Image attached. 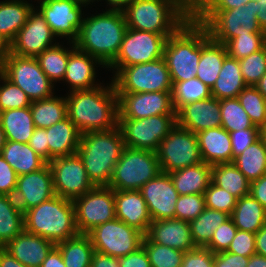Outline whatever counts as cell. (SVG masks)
Returning a JSON list of instances; mask_svg holds the SVG:
<instances>
[{
	"instance_id": "1",
	"label": "cell",
	"mask_w": 266,
	"mask_h": 267,
	"mask_svg": "<svg viewBox=\"0 0 266 267\" xmlns=\"http://www.w3.org/2000/svg\"><path fill=\"white\" fill-rule=\"evenodd\" d=\"M65 98L68 118L81 134L117 127L118 95L112 81L107 87L71 91Z\"/></svg>"
},
{
	"instance_id": "2",
	"label": "cell",
	"mask_w": 266,
	"mask_h": 267,
	"mask_svg": "<svg viewBox=\"0 0 266 267\" xmlns=\"http://www.w3.org/2000/svg\"><path fill=\"white\" fill-rule=\"evenodd\" d=\"M127 28L123 11L106 9L100 14L83 18L74 44L107 68L115 60Z\"/></svg>"
},
{
	"instance_id": "3",
	"label": "cell",
	"mask_w": 266,
	"mask_h": 267,
	"mask_svg": "<svg viewBox=\"0 0 266 267\" xmlns=\"http://www.w3.org/2000/svg\"><path fill=\"white\" fill-rule=\"evenodd\" d=\"M123 13L128 28L168 38L192 17V3L189 0H131Z\"/></svg>"
},
{
	"instance_id": "4",
	"label": "cell",
	"mask_w": 266,
	"mask_h": 267,
	"mask_svg": "<svg viewBox=\"0 0 266 267\" xmlns=\"http://www.w3.org/2000/svg\"><path fill=\"white\" fill-rule=\"evenodd\" d=\"M125 148L119 127L81 134L77 154L94 186H108L113 169Z\"/></svg>"
},
{
	"instance_id": "5",
	"label": "cell",
	"mask_w": 266,
	"mask_h": 267,
	"mask_svg": "<svg viewBox=\"0 0 266 267\" xmlns=\"http://www.w3.org/2000/svg\"><path fill=\"white\" fill-rule=\"evenodd\" d=\"M24 230L55 244L78 235L73 201L55 195L25 211Z\"/></svg>"
},
{
	"instance_id": "6",
	"label": "cell",
	"mask_w": 266,
	"mask_h": 267,
	"mask_svg": "<svg viewBox=\"0 0 266 267\" xmlns=\"http://www.w3.org/2000/svg\"><path fill=\"white\" fill-rule=\"evenodd\" d=\"M201 56V24L192 16L166 40L163 59L172 81L197 76Z\"/></svg>"
},
{
	"instance_id": "7",
	"label": "cell",
	"mask_w": 266,
	"mask_h": 267,
	"mask_svg": "<svg viewBox=\"0 0 266 267\" xmlns=\"http://www.w3.org/2000/svg\"><path fill=\"white\" fill-rule=\"evenodd\" d=\"M258 0L230 10H192L214 41L225 44L238 35L263 32L258 25Z\"/></svg>"
},
{
	"instance_id": "8",
	"label": "cell",
	"mask_w": 266,
	"mask_h": 267,
	"mask_svg": "<svg viewBox=\"0 0 266 267\" xmlns=\"http://www.w3.org/2000/svg\"><path fill=\"white\" fill-rule=\"evenodd\" d=\"M160 172L156 152L125 146L108 187L122 191L140 190Z\"/></svg>"
},
{
	"instance_id": "9",
	"label": "cell",
	"mask_w": 266,
	"mask_h": 267,
	"mask_svg": "<svg viewBox=\"0 0 266 267\" xmlns=\"http://www.w3.org/2000/svg\"><path fill=\"white\" fill-rule=\"evenodd\" d=\"M114 75L112 82L116 93L171 91L173 84L163 57L152 62L123 67Z\"/></svg>"
},
{
	"instance_id": "10",
	"label": "cell",
	"mask_w": 266,
	"mask_h": 267,
	"mask_svg": "<svg viewBox=\"0 0 266 267\" xmlns=\"http://www.w3.org/2000/svg\"><path fill=\"white\" fill-rule=\"evenodd\" d=\"M0 72L21 88L32 101L53 96L54 85L42 71L35 57L12 53L0 63Z\"/></svg>"
},
{
	"instance_id": "11",
	"label": "cell",
	"mask_w": 266,
	"mask_h": 267,
	"mask_svg": "<svg viewBox=\"0 0 266 267\" xmlns=\"http://www.w3.org/2000/svg\"><path fill=\"white\" fill-rule=\"evenodd\" d=\"M176 124V114H164L143 119H118L117 126L125 146L156 152Z\"/></svg>"
},
{
	"instance_id": "12",
	"label": "cell",
	"mask_w": 266,
	"mask_h": 267,
	"mask_svg": "<svg viewBox=\"0 0 266 267\" xmlns=\"http://www.w3.org/2000/svg\"><path fill=\"white\" fill-rule=\"evenodd\" d=\"M156 154L163 173L203 162L196 134L177 124L160 142Z\"/></svg>"
},
{
	"instance_id": "13",
	"label": "cell",
	"mask_w": 266,
	"mask_h": 267,
	"mask_svg": "<svg viewBox=\"0 0 266 267\" xmlns=\"http://www.w3.org/2000/svg\"><path fill=\"white\" fill-rule=\"evenodd\" d=\"M167 37L127 28L115 60L107 67L115 74L123 67L152 62L163 57Z\"/></svg>"
},
{
	"instance_id": "14",
	"label": "cell",
	"mask_w": 266,
	"mask_h": 267,
	"mask_svg": "<svg viewBox=\"0 0 266 267\" xmlns=\"http://www.w3.org/2000/svg\"><path fill=\"white\" fill-rule=\"evenodd\" d=\"M88 235L96 252L118 258L142 247L145 236L141 231L116 218L98 225Z\"/></svg>"
},
{
	"instance_id": "15",
	"label": "cell",
	"mask_w": 266,
	"mask_h": 267,
	"mask_svg": "<svg viewBox=\"0 0 266 267\" xmlns=\"http://www.w3.org/2000/svg\"><path fill=\"white\" fill-rule=\"evenodd\" d=\"M75 222L79 234H88L98 225L114 220V190L108 186H95L73 200Z\"/></svg>"
},
{
	"instance_id": "16",
	"label": "cell",
	"mask_w": 266,
	"mask_h": 267,
	"mask_svg": "<svg viewBox=\"0 0 266 267\" xmlns=\"http://www.w3.org/2000/svg\"><path fill=\"white\" fill-rule=\"evenodd\" d=\"M53 180L54 193L73 201L95 186L89 180L83 160L76 153L52 159L48 163Z\"/></svg>"
},
{
	"instance_id": "17",
	"label": "cell",
	"mask_w": 266,
	"mask_h": 267,
	"mask_svg": "<svg viewBox=\"0 0 266 267\" xmlns=\"http://www.w3.org/2000/svg\"><path fill=\"white\" fill-rule=\"evenodd\" d=\"M118 119H143L151 116L176 114L171 91L117 93Z\"/></svg>"
},
{
	"instance_id": "18",
	"label": "cell",
	"mask_w": 266,
	"mask_h": 267,
	"mask_svg": "<svg viewBox=\"0 0 266 267\" xmlns=\"http://www.w3.org/2000/svg\"><path fill=\"white\" fill-rule=\"evenodd\" d=\"M83 6L74 0H42L38 10L56 37H66L74 43L84 18Z\"/></svg>"
},
{
	"instance_id": "19",
	"label": "cell",
	"mask_w": 266,
	"mask_h": 267,
	"mask_svg": "<svg viewBox=\"0 0 266 267\" xmlns=\"http://www.w3.org/2000/svg\"><path fill=\"white\" fill-rule=\"evenodd\" d=\"M54 37L56 36L45 21L44 16L37 8H34L25 25L10 43V53L36 57L47 48L56 45V42L53 43L56 39Z\"/></svg>"
},
{
	"instance_id": "20",
	"label": "cell",
	"mask_w": 266,
	"mask_h": 267,
	"mask_svg": "<svg viewBox=\"0 0 266 267\" xmlns=\"http://www.w3.org/2000/svg\"><path fill=\"white\" fill-rule=\"evenodd\" d=\"M152 221L175 218L179 197L168 173L160 172L140 189Z\"/></svg>"
},
{
	"instance_id": "21",
	"label": "cell",
	"mask_w": 266,
	"mask_h": 267,
	"mask_svg": "<svg viewBox=\"0 0 266 267\" xmlns=\"http://www.w3.org/2000/svg\"><path fill=\"white\" fill-rule=\"evenodd\" d=\"M55 196L48 163L38 171L18 176L13 198L23 213Z\"/></svg>"
},
{
	"instance_id": "22",
	"label": "cell",
	"mask_w": 266,
	"mask_h": 267,
	"mask_svg": "<svg viewBox=\"0 0 266 267\" xmlns=\"http://www.w3.org/2000/svg\"><path fill=\"white\" fill-rule=\"evenodd\" d=\"M177 125L197 134L221 126L220 100L213 96L183 106L176 113Z\"/></svg>"
},
{
	"instance_id": "23",
	"label": "cell",
	"mask_w": 266,
	"mask_h": 267,
	"mask_svg": "<svg viewBox=\"0 0 266 267\" xmlns=\"http://www.w3.org/2000/svg\"><path fill=\"white\" fill-rule=\"evenodd\" d=\"M145 236L153 243L183 252L196 248L191 237L190 223L177 218L152 221Z\"/></svg>"
},
{
	"instance_id": "24",
	"label": "cell",
	"mask_w": 266,
	"mask_h": 267,
	"mask_svg": "<svg viewBox=\"0 0 266 267\" xmlns=\"http://www.w3.org/2000/svg\"><path fill=\"white\" fill-rule=\"evenodd\" d=\"M116 219L146 234L152 222L140 190H114Z\"/></svg>"
},
{
	"instance_id": "25",
	"label": "cell",
	"mask_w": 266,
	"mask_h": 267,
	"mask_svg": "<svg viewBox=\"0 0 266 267\" xmlns=\"http://www.w3.org/2000/svg\"><path fill=\"white\" fill-rule=\"evenodd\" d=\"M56 244L23 230L3 248L27 267H40Z\"/></svg>"
},
{
	"instance_id": "26",
	"label": "cell",
	"mask_w": 266,
	"mask_h": 267,
	"mask_svg": "<svg viewBox=\"0 0 266 267\" xmlns=\"http://www.w3.org/2000/svg\"><path fill=\"white\" fill-rule=\"evenodd\" d=\"M97 64L105 67L97 58L75 48L69 54L63 79L70 85L69 91L88 90L100 86L101 84L95 83Z\"/></svg>"
},
{
	"instance_id": "27",
	"label": "cell",
	"mask_w": 266,
	"mask_h": 267,
	"mask_svg": "<svg viewBox=\"0 0 266 267\" xmlns=\"http://www.w3.org/2000/svg\"><path fill=\"white\" fill-rule=\"evenodd\" d=\"M203 162L209 165L233 162L230 133L222 126L196 134Z\"/></svg>"
},
{
	"instance_id": "28",
	"label": "cell",
	"mask_w": 266,
	"mask_h": 267,
	"mask_svg": "<svg viewBox=\"0 0 266 267\" xmlns=\"http://www.w3.org/2000/svg\"><path fill=\"white\" fill-rule=\"evenodd\" d=\"M227 56L225 45L210 38L207 29L201 24V56L196 77L212 88Z\"/></svg>"
},
{
	"instance_id": "29",
	"label": "cell",
	"mask_w": 266,
	"mask_h": 267,
	"mask_svg": "<svg viewBox=\"0 0 266 267\" xmlns=\"http://www.w3.org/2000/svg\"><path fill=\"white\" fill-rule=\"evenodd\" d=\"M46 131L49 146V162L56 157L77 153L81 133L68 116L46 128Z\"/></svg>"
},
{
	"instance_id": "30",
	"label": "cell",
	"mask_w": 266,
	"mask_h": 267,
	"mask_svg": "<svg viewBox=\"0 0 266 267\" xmlns=\"http://www.w3.org/2000/svg\"><path fill=\"white\" fill-rule=\"evenodd\" d=\"M168 174L179 195L204 194L211 183V165L205 162Z\"/></svg>"
},
{
	"instance_id": "31",
	"label": "cell",
	"mask_w": 266,
	"mask_h": 267,
	"mask_svg": "<svg viewBox=\"0 0 266 267\" xmlns=\"http://www.w3.org/2000/svg\"><path fill=\"white\" fill-rule=\"evenodd\" d=\"M1 155L18 176L38 171L47 164L28 143L6 140Z\"/></svg>"
},
{
	"instance_id": "32",
	"label": "cell",
	"mask_w": 266,
	"mask_h": 267,
	"mask_svg": "<svg viewBox=\"0 0 266 267\" xmlns=\"http://www.w3.org/2000/svg\"><path fill=\"white\" fill-rule=\"evenodd\" d=\"M0 125L6 140L28 143L35 129L30 106L0 112Z\"/></svg>"
},
{
	"instance_id": "33",
	"label": "cell",
	"mask_w": 266,
	"mask_h": 267,
	"mask_svg": "<svg viewBox=\"0 0 266 267\" xmlns=\"http://www.w3.org/2000/svg\"><path fill=\"white\" fill-rule=\"evenodd\" d=\"M34 5L25 0H5L0 2V34L10 43L27 22Z\"/></svg>"
},
{
	"instance_id": "34",
	"label": "cell",
	"mask_w": 266,
	"mask_h": 267,
	"mask_svg": "<svg viewBox=\"0 0 266 267\" xmlns=\"http://www.w3.org/2000/svg\"><path fill=\"white\" fill-rule=\"evenodd\" d=\"M246 86L240 70L239 60L227 56L224 59L219 76L211 88V95L219 100L237 98Z\"/></svg>"
},
{
	"instance_id": "35",
	"label": "cell",
	"mask_w": 266,
	"mask_h": 267,
	"mask_svg": "<svg viewBox=\"0 0 266 267\" xmlns=\"http://www.w3.org/2000/svg\"><path fill=\"white\" fill-rule=\"evenodd\" d=\"M230 217L238 230L256 233L266 224V209L249 194L237 199Z\"/></svg>"
},
{
	"instance_id": "36",
	"label": "cell",
	"mask_w": 266,
	"mask_h": 267,
	"mask_svg": "<svg viewBox=\"0 0 266 267\" xmlns=\"http://www.w3.org/2000/svg\"><path fill=\"white\" fill-rule=\"evenodd\" d=\"M211 181L237 199L250 194V182L233 162L212 165Z\"/></svg>"
},
{
	"instance_id": "37",
	"label": "cell",
	"mask_w": 266,
	"mask_h": 267,
	"mask_svg": "<svg viewBox=\"0 0 266 267\" xmlns=\"http://www.w3.org/2000/svg\"><path fill=\"white\" fill-rule=\"evenodd\" d=\"M56 247L66 267H90L95 250L88 234H78L57 243Z\"/></svg>"
},
{
	"instance_id": "38",
	"label": "cell",
	"mask_w": 266,
	"mask_h": 267,
	"mask_svg": "<svg viewBox=\"0 0 266 267\" xmlns=\"http://www.w3.org/2000/svg\"><path fill=\"white\" fill-rule=\"evenodd\" d=\"M24 230V213L13 196L0 195V247Z\"/></svg>"
},
{
	"instance_id": "39",
	"label": "cell",
	"mask_w": 266,
	"mask_h": 267,
	"mask_svg": "<svg viewBox=\"0 0 266 267\" xmlns=\"http://www.w3.org/2000/svg\"><path fill=\"white\" fill-rule=\"evenodd\" d=\"M33 123L36 128H48L65 119L67 114L66 98L51 96L32 101L30 105Z\"/></svg>"
},
{
	"instance_id": "40",
	"label": "cell",
	"mask_w": 266,
	"mask_h": 267,
	"mask_svg": "<svg viewBox=\"0 0 266 267\" xmlns=\"http://www.w3.org/2000/svg\"><path fill=\"white\" fill-rule=\"evenodd\" d=\"M70 45L69 50L57 43L35 57L42 71L53 84L58 81H63L65 77L69 54L76 48L73 42H70Z\"/></svg>"
},
{
	"instance_id": "41",
	"label": "cell",
	"mask_w": 266,
	"mask_h": 267,
	"mask_svg": "<svg viewBox=\"0 0 266 267\" xmlns=\"http://www.w3.org/2000/svg\"><path fill=\"white\" fill-rule=\"evenodd\" d=\"M233 163L251 183L266 174V148L259 138L240 155Z\"/></svg>"
},
{
	"instance_id": "42",
	"label": "cell",
	"mask_w": 266,
	"mask_h": 267,
	"mask_svg": "<svg viewBox=\"0 0 266 267\" xmlns=\"http://www.w3.org/2000/svg\"><path fill=\"white\" fill-rule=\"evenodd\" d=\"M230 218V215L210 208L190 222L191 237L196 247H205L211 240L214 231Z\"/></svg>"
},
{
	"instance_id": "43",
	"label": "cell",
	"mask_w": 266,
	"mask_h": 267,
	"mask_svg": "<svg viewBox=\"0 0 266 267\" xmlns=\"http://www.w3.org/2000/svg\"><path fill=\"white\" fill-rule=\"evenodd\" d=\"M172 82L171 96L176 113L187 104L212 97L211 88L197 77Z\"/></svg>"
},
{
	"instance_id": "44",
	"label": "cell",
	"mask_w": 266,
	"mask_h": 267,
	"mask_svg": "<svg viewBox=\"0 0 266 267\" xmlns=\"http://www.w3.org/2000/svg\"><path fill=\"white\" fill-rule=\"evenodd\" d=\"M221 126L228 132L258 128L250 120L237 98L220 100Z\"/></svg>"
},
{
	"instance_id": "45",
	"label": "cell",
	"mask_w": 266,
	"mask_h": 267,
	"mask_svg": "<svg viewBox=\"0 0 266 267\" xmlns=\"http://www.w3.org/2000/svg\"><path fill=\"white\" fill-rule=\"evenodd\" d=\"M237 99L255 126L266 125V99L255 86H246Z\"/></svg>"
},
{
	"instance_id": "46",
	"label": "cell",
	"mask_w": 266,
	"mask_h": 267,
	"mask_svg": "<svg viewBox=\"0 0 266 267\" xmlns=\"http://www.w3.org/2000/svg\"><path fill=\"white\" fill-rule=\"evenodd\" d=\"M266 33L254 32L241 34L228 40L224 45L229 57L241 60L265 46Z\"/></svg>"
},
{
	"instance_id": "47",
	"label": "cell",
	"mask_w": 266,
	"mask_h": 267,
	"mask_svg": "<svg viewBox=\"0 0 266 267\" xmlns=\"http://www.w3.org/2000/svg\"><path fill=\"white\" fill-rule=\"evenodd\" d=\"M142 246L148 254L151 267H180L185 252L151 242L144 236Z\"/></svg>"
},
{
	"instance_id": "48",
	"label": "cell",
	"mask_w": 266,
	"mask_h": 267,
	"mask_svg": "<svg viewBox=\"0 0 266 267\" xmlns=\"http://www.w3.org/2000/svg\"><path fill=\"white\" fill-rule=\"evenodd\" d=\"M0 112L16 109L25 108L31 105V100L28 98L27 94L19 88L17 85L8 80L0 72Z\"/></svg>"
},
{
	"instance_id": "49",
	"label": "cell",
	"mask_w": 266,
	"mask_h": 267,
	"mask_svg": "<svg viewBox=\"0 0 266 267\" xmlns=\"http://www.w3.org/2000/svg\"><path fill=\"white\" fill-rule=\"evenodd\" d=\"M242 77L247 86H255L266 73L265 46L249 56L239 60Z\"/></svg>"
},
{
	"instance_id": "50",
	"label": "cell",
	"mask_w": 266,
	"mask_h": 267,
	"mask_svg": "<svg viewBox=\"0 0 266 267\" xmlns=\"http://www.w3.org/2000/svg\"><path fill=\"white\" fill-rule=\"evenodd\" d=\"M175 208V218L190 223L206 208L204 194L179 195Z\"/></svg>"
},
{
	"instance_id": "51",
	"label": "cell",
	"mask_w": 266,
	"mask_h": 267,
	"mask_svg": "<svg viewBox=\"0 0 266 267\" xmlns=\"http://www.w3.org/2000/svg\"><path fill=\"white\" fill-rule=\"evenodd\" d=\"M207 208L225 212L231 216L236 206L237 198L227 190L215 185L212 181L204 193Z\"/></svg>"
},
{
	"instance_id": "52",
	"label": "cell",
	"mask_w": 266,
	"mask_h": 267,
	"mask_svg": "<svg viewBox=\"0 0 266 267\" xmlns=\"http://www.w3.org/2000/svg\"><path fill=\"white\" fill-rule=\"evenodd\" d=\"M236 231L237 227L230 217L227 221L219 225L214 231L210 242L205 247L213 253L227 251L235 237Z\"/></svg>"
},
{
	"instance_id": "53",
	"label": "cell",
	"mask_w": 266,
	"mask_h": 267,
	"mask_svg": "<svg viewBox=\"0 0 266 267\" xmlns=\"http://www.w3.org/2000/svg\"><path fill=\"white\" fill-rule=\"evenodd\" d=\"M229 133L234 161L238 155L259 139L260 128L242 129Z\"/></svg>"
},
{
	"instance_id": "54",
	"label": "cell",
	"mask_w": 266,
	"mask_h": 267,
	"mask_svg": "<svg viewBox=\"0 0 266 267\" xmlns=\"http://www.w3.org/2000/svg\"><path fill=\"white\" fill-rule=\"evenodd\" d=\"M227 252L241 255L244 257H250L256 254L255 248V233L247 231H236L230 247Z\"/></svg>"
},
{
	"instance_id": "55",
	"label": "cell",
	"mask_w": 266,
	"mask_h": 267,
	"mask_svg": "<svg viewBox=\"0 0 266 267\" xmlns=\"http://www.w3.org/2000/svg\"><path fill=\"white\" fill-rule=\"evenodd\" d=\"M180 267H214V253L206 247L185 252Z\"/></svg>"
},
{
	"instance_id": "56",
	"label": "cell",
	"mask_w": 266,
	"mask_h": 267,
	"mask_svg": "<svg viewBox=\"0 0 266 267\" xmlns=\"http://www.w3.org/2000/svg\"><path fill=\"white\" fill-rule=\"evenodd\" d=\"M17 179V173L0 155V195L13 196Z\"/></svg>"
},
{
	"instance_id": "57",
	"label": "cell",
	"mask_w": 266,
	"mask_h": 267,
	"mask_svg": "<svg viewBox=\"0 0 266 267\" xmlns=\"http://www.w3.org/2000/svg\"><path fill=\"white\" fill-rule=\"evenodd\" d=\"M257 0H195L192 10H230Z\"/></svg>"
},
{
	"instance_id": "58",
	"label": "cell",
	"mask_w": 266,
	"mask_h": 267,
	"mask_svg": "<svg viewBox=\"0 0 266 267\" xmlns=\"http://www.w3.org/2000/svg\"><path fill=\"white\" fill-rule=\"evenodd\" d=\"M28 144L40 157L49 163V146L45 128L35 127Z\"/></svg>"
},
{
	"instance_id": "59",
	"label": "cell",
	"mask_w": 266,
	"mask_h": 267,
	"mask_svg": "<svg viewBox=\"0 0 266 267\" xmlns=\"http://www.w3.org/2000/svg\"><path fill=\"white\" fill-rule=\"evenodd\" d=\"M249 257L227 251L214 253V267H247Z\"/></svg>"
},
{
	"instance_id": "60",
	"label": "cell",
	"mask_w": 266,
	"mask_h": 267,
	"mask_svg": "<svg viewBox=\"0 0 266 267\" xmlns=\"http://www.w3.org/2000/svg\"><path fill=\"white\" fill-rule=\"evenodd\" d=\"M120 267H151L149 257L144 247H140L135 252L119 257Z\"/></svg>"
},
{
	"instance_id": "61",
	"label": "cell",
	"mask_w": 266,
	"mask_h": 267,
	"mask_svg": "<svg viewBox=\"0 0 266 267\" xmlns=\"http://www.w3.org/2000/svg\"><path fill=\"white\" fill-rule=\"evenodd\" d=\"M250 194L266 209V174L250 183Z\"/></svg>"
},
{
	"instance_id": "62",
	"label": "cell",
	"mask_w": 266,
	"mask_h": 267,
	"mask_svg": "<svg viewBox=\"0 0 266 267\" xmlns=\"http://www.w3.org/2000/svg\"><path fill=\"white\" fill-rule=\"evenodd\" d=\"M90 267H120L119 258L95 251Z\"/></svg>"
},
{
	"instance_id": "63",
	"label": "cell",
	"mask_w": 266,
	"mask_h": 267,
	"mask_svg": "<svg viewBox=\"0 0 266 267\" xmlns=\"http://www.w3.org/2000/svg\"><path fill=\"white\" fill-rule=\"evenodd\" d=\"M40 267H66L60 250L55 246Z\"/></svg>"
},
{
	"instance_id": "64",
	"label": "cell",
	"mask_w": 266,
	"mask_h": 267,
	"mask_svg": "<svg viewBox=\"0 0 266 267\" xmlns=\"http://www.w3.org/2000/svg\"><path fill=\"white\" fill-rule=\"evenodd\" d=\"M256 254L266 257V224L255 233Z\"/></svg>"
},
{
	"instance_id": "65",
	"label": "cell",
	"mask_w": 266,
	"mask_h": 267,
	"mask_svg": "<svg viewBox=\"0 0 266 267\" xmlns=\"http://www.w3.org/2000/svg\"><path fill=\"white\" fill-rule=\"evenodd\" d=\"M0 267H27L13 257L3 247H0Z\"/></svg>"
},
{
	"instance_id": "66",
	"label": "cell",
	"mask_w": 266,
	"mask_h": 267,
	"mask_svg": "<svg viewBox=\"0 0 266 267\" xmlns=\"http://www.w3.org/2000/svg\"><path fill=\"white\" fill-rule=\"evenodd\" d=\"M258 25L263 32L266 33V3L258 0V13H257Z\"/></svg>"
},
{
	"instance_id": "67",
	"label": "cell",
	"mask_w": 266,
	"mask_h": 267,
	"mask_svg": "<svg viewBox=\"0 0 266 267\" xmlns=\"http://www.w3.org/2000/svg\"><path fill=\"white\" fill-rule=\"evenodd\" d=\"M10 53V42L0 34V63L9 55Z\"/></svg>"
},
{
	"instance_id": "68",
	"label": "cell",
	"mask_w": 266,
	"mask_h": 267,
	"mask_svg": "<svg viewBox=\"0 0 266 267\" xmlns=\"http://www.w3.org/2000/svg\"><path fill=\"white\" fill-rule=\"evenodd\" d=\"M247 267H266V257L258 254L250 256Z\"/></svg>"
},
{
	"instance_id": "69",
	"label": "cell",
	"mask_w": 266,
	"mask_h": 267,
	"mask_svg": "<svg viewBox=\"0 0 266 267\" xmlns=\"http://www.w3.org/2000/svg\"><path fill=\"white\" fill-rule=\"evenodd\" d=\"M112 8L110 10L123 11L131 0H105Z\"/></svg>"
},
{
	"instance_id": "70",
	"label": "cell",
	"mask_w": 266,
	"mask_h": 267,
	"mask_svg": "<svg viewBox=\"0 0 266 267\" xmlns=\"http://www.w3.org/2000/svg\"><path fill=\"white\" fill-rule=\"evenodd\" d=\"M255 87L263 95V97L266 99V73L261 77V79L255 85Z\"/></svg>"
},
{
	"instance_id": "71",
	"label": "cell",
	"mask_w": 266,
	"mask_h": 267,
	"mask_svg": "<svg viewBox=\"0 0 266 267\" xmlns=\"http://www.w3.org/2000/svg\"><path fill=\"white\" fill-rule=\"evenodd\" d=\"M5 143H6L5 133H4V131L0 125V155H1V152H2V149L5 145Z\"/></svg>"
},
{
	"instance_id": "72",
	"label": "cell",
	"mask_w": 266,
	"mask_h": 267,
	"mask_svg": "<svg viewBox=\"0 0 266 267\" xmlns=\"http://www.w3.org/2000/svg\"><path fill=\"white\" fill-rule=\"evenodd\" d=\"M259 138L262 140V142L266 148V125L260 128Z\"/></svg>"
},
{
	"instance_id": "73",
	"label": "cell",
	"mask_w": 266,
	"mask_h": 267,
	"mask_svg": "<svg viewBox=\"0 0 266 267\" xmlns=\"http://www.w3.org/2000/svg\"><path fill=\"white\" fill-rule=\"evenodd\" d=\"M74 1L78 2L79 4L85 5V7H86V5L89 4V0H74Z\"/></svg>"
},
{
	"instance_id": "74",
	"label": "cell",
	"mask_w": 266,
	"mask_h": 267,
	"mask_svg": "<svg viewBox=\"0 0 266 267\" xmlns=\"http://www.w3.org/2000/svg\"><path fill=\"white\" fill-rule=\"evenodd\" d=\"M94 1H98V0H89V4H90L91 2L93 3ZM99 1H100V0H99Z\"/></svg>"
}]
</instances>
